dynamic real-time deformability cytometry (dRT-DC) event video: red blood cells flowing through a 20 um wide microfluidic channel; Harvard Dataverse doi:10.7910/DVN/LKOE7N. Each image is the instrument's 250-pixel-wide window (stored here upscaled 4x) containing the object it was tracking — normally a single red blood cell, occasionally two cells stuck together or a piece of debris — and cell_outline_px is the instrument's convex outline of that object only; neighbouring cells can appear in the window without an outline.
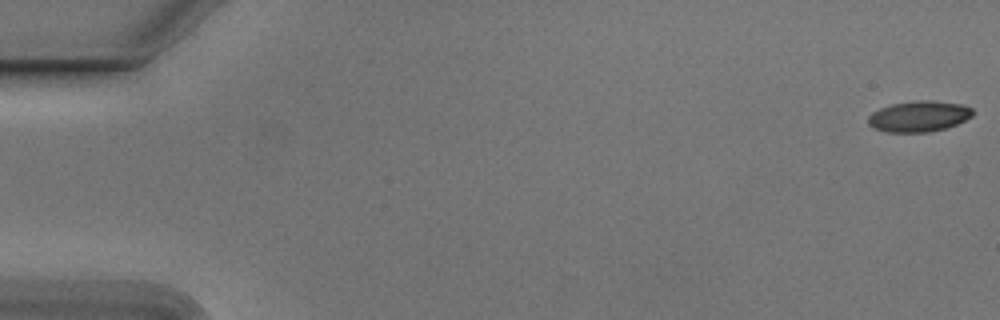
{"species": "Egyptian fruit bat (a non-hibernating species)", "species_latin": "Rousettus aegyptiacus", "temperature_condition": "cold", "stored_images_in_passage": 54, "camera_frame_rate_fps": 3000, "um_per_image_px": 0.085, "animal": {"sex": "male"}, "frame": {"image": 1, "passage_image": 1, "time_ms": 0.0, "image_size_px": [1000, 320], "cell_outline_px": [[972, 116], [956, 124], [944, 128], [928, 132], [888, 132], [872, 128], [868, 124], [868, 116], [872, 112], [880, 108], [892, 104], [916, 100], [932, 100], [960, 104], [972, 108]], "centroid_in_image_um": [78.06, 9.88], "position_along_channel_um": 6.9, "area_um2": 18.73}}
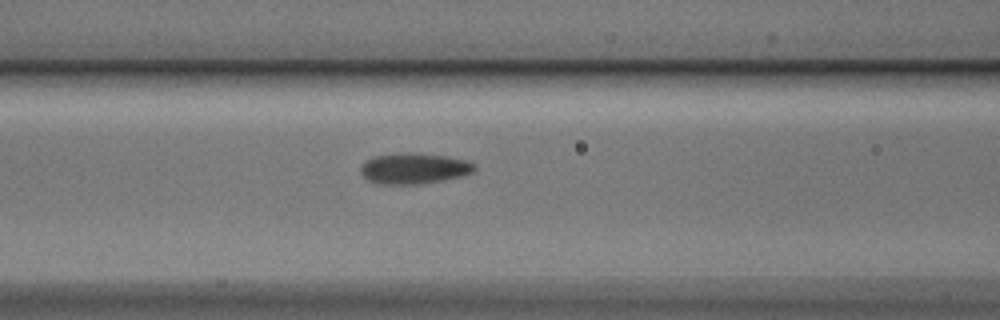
{"frame": {"image": 2, "passage_image": 23, "time_ms": 7.333, "image_size_px": [1000, 320], "cell_outline_px": [[476, 168], [472, 172], [464, 176], [444, 180], [416, 184], [380, 184], [368, 180], [360, 172], [360, 164], [364, 160], [376, 156], [408, 152], [412, 152], [448, 156], [464, 160], [476, 164]], "centroid_in_image_um": [35.19, 14.31], "position_along_channel_um": 131.4, "area_um2": 20.58}}
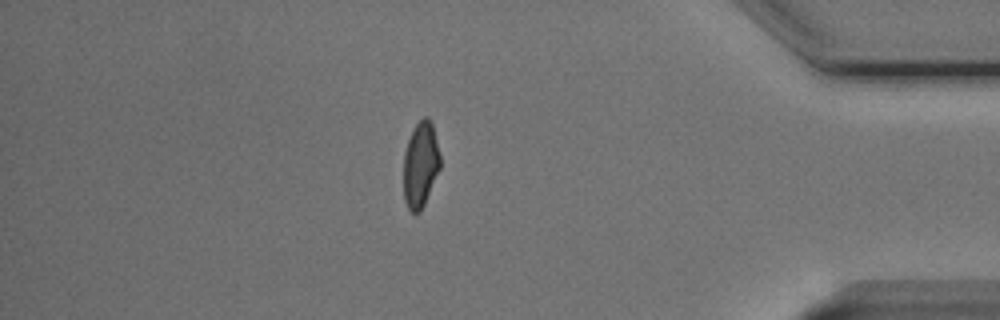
{"frame": {"image": 3, "passage_image": 47, "time_ms": 15.333, "image_size_px": [1000, 320], "cell_outline_px": [[440, 168], [424, 204], [420, 212], [412, 212], [408, 208], [404, 200], [404, 152], [408, 140], [416, 124], [424, 116], [428, 116], [432, 124], [440, 156]], "centroid_in_image_um": [35.74, 13.99], "position_along_channel_um": 399.5, "area_um2": 18.03}, "authors_computed_cell_mechanics": {"area_um2": 19.3052, "velocity_mm_per_s": 3.8033, "shape_relaxation_time_tau1_ms": 3.289, "shape_relaxation_time_tau2_ms": 1.6547, "deformation_change_tau1": 0.1263, "deformation_change_tau2": 0.0685}}